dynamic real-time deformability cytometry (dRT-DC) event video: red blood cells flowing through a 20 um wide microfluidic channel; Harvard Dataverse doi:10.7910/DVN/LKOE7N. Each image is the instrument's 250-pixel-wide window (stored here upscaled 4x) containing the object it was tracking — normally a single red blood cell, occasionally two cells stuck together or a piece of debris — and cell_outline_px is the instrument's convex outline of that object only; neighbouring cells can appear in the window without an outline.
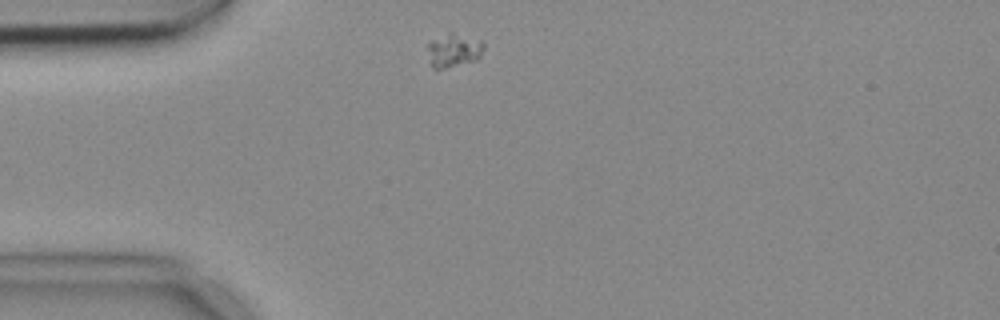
{"species": "common noctule bat (a hibernating species)", "species_latin": "Nyctalus noctula", "temperature_condition": "cold", "stored_images_in_passage": 43, "camera_frame_rate_fps": 3000, "um_per_image_px": 0.085, "animal": {"sex": "female", "body_mass_g": 18.4}, "frame": {"image": 1, "passage_image": 1, "time_ms": 0.0, "image_size_px": [1000, 320], "cell_outline_px": [[484, 48], [480, 56], [476, 60], [444, 68], [432, 68], [428, 48], [428, 44], [432, 40], [448, 32], [452, 32], [480, 40], [484, 44]], "centroid_in_image_um": [38.58, 4.26], "position_along_channel_um": 46.4, "area_um2": 10.75}}
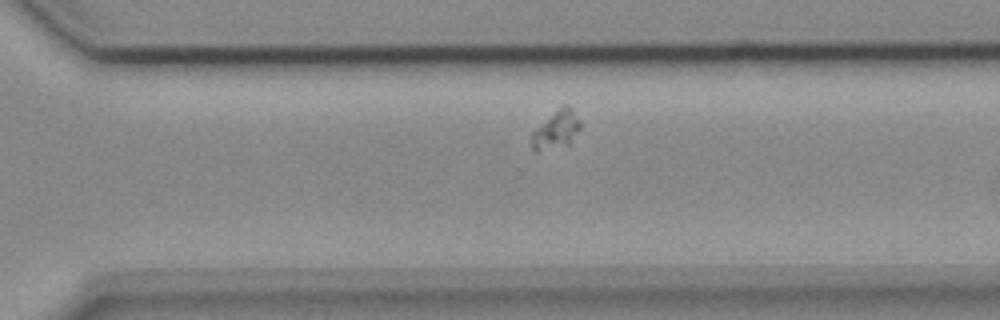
{"frame": {"image": 2, "passage_image": 26, "time_ms": 8.333, "image_size_px": [1000, 320], "cell_outline_px": [[580, 128], [568, 144], [536, 152], [532, 148], [532, 132], [536, 128], [564, 104], [568, 104], [572, 108], [580, 120]], "centroid_in_image_um": [47.29, 11.02], "position_along_channel_um": 323.3, "area_um2": 10.46}}
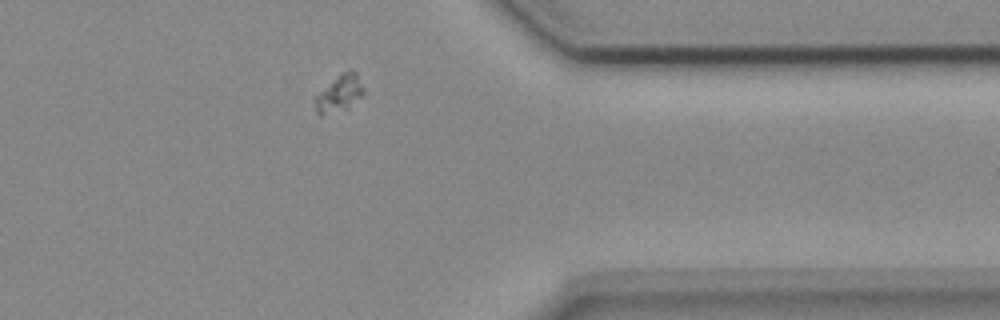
{"frame": {"image": 3, "passage_image": 32, "time_ms": 10.333, "image_size_px": [1000, 320], "cell_outline_px": [[364, 92], [348, 108], [320, 116], [316, 112], [316, 96], [320, 92], [348, 68], [352, 68], [356, 72], [364, 88]], "centroid_in_image_um": [28.88, 7.93], "position_along_channel_um": 382.5, "area_um2": 10.0}}